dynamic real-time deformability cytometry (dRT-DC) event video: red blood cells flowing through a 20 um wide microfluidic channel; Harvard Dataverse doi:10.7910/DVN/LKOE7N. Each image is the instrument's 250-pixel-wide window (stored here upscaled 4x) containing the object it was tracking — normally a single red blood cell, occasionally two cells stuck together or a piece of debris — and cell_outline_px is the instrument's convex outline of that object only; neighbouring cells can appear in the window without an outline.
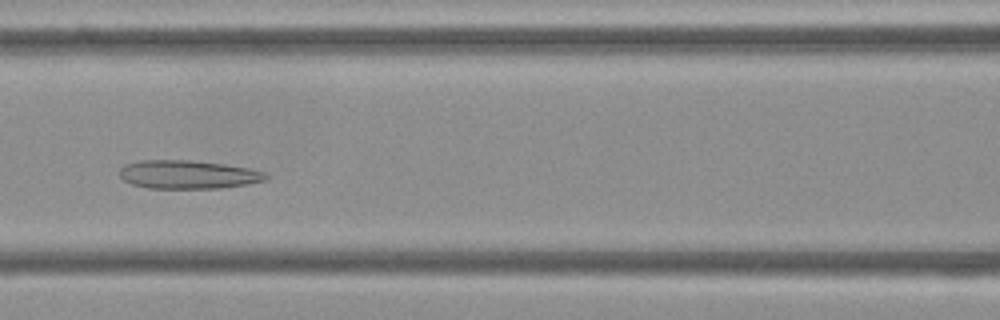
{"species": "Egyptian fruit bat (a non-hibernating species)", "species_latin": "Rousettus aegyptiacus", "temperature_condition": "cold", "stored_images_in_passage": 48, "camera_frame_rate_fps": 3000, "um_per_image_px": 0.085, "frame": {"image": 1, "passage_image": 18, "time_ms": 5.667, "image_size_px": [1000, 320], "cell_outline_px": [[268, 176], [264, 180], [248, 184], [220, 188], [148, 188], [132, 184], [124, 180], [120, 176], [120, 168], [124, 164], [140, 160], [192, 160], [224, 164], [248, 168], [264, 172]], "centroid_in_image_um": [15.95, 14.83], "position_along_channel_um": 150.6, "area_um2": 24.22}}
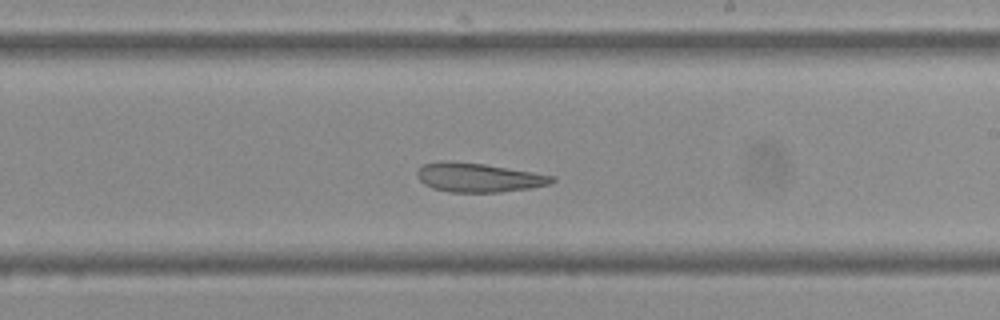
{"frame": {"image": 2, "passage_image": 26, "time_ms": 8.333, "image_size_px": [1000, 320], "cell_outline_px": [[556, 180], [552, 184], [528, 188], [500, 192], [448, 192], [432, 188], [424, 184], [416, 176], [416, 172], [424, 164], [440, 160], [444, 160], [484, 164], [556, 176]], "centroid_in_image_um": [40.66, 15.09], "position_along_channel_um": 248.3, "area_um2": 22.89}}
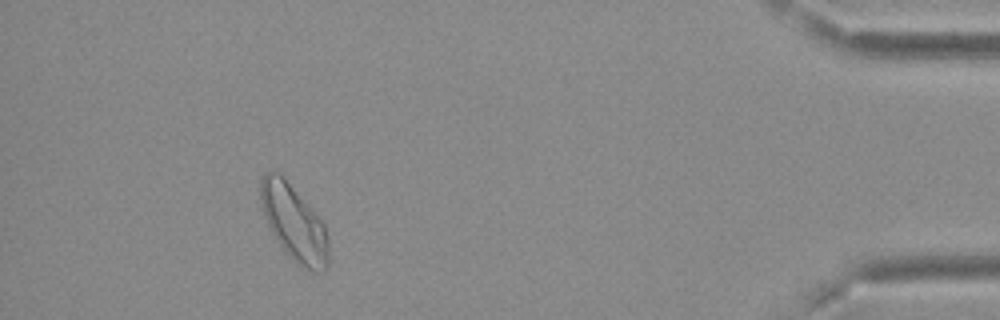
{"frame": {"image": 3, "passage_image": 44, "time_ms": 14.333, "image_size_px": [1000, 320], "cell_outline_px": [[328, 268], [324, 272], [312, 272], [300, 268], [292, 260], [280, 244], [272, 232], [264, 216], [260, 200], [260, 180], [268, 172], [276, 172], [288, 184], [324, 224], [328, 236]], "centroid_in_image_um": [25.01, 19.06], "position_along_channel_um": 410.2, "area_um2": 29.36}, "authors_computed_cell_mechanics": {"area_um2": 26.4724, "velocity_mm_per_s": 3.6739, "shape_relaxation_time_tau1_ms": null, "shape_relaxation_time_tau2_ms": 2.9535, "deformation_change_tau1": null, "deformation_change_tau2": 0.1145}}